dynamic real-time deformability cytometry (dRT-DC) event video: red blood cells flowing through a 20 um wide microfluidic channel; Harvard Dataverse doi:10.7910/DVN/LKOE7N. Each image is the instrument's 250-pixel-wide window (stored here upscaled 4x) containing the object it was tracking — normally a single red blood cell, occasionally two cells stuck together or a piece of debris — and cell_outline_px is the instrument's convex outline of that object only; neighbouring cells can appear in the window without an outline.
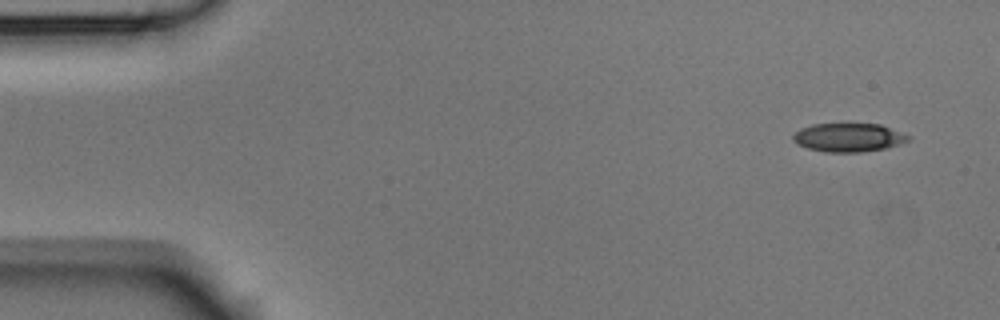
{"species": "Egyptian fruit bat (a non-hibernating species)", "species_latin": "Rousettus aegyptiacus", "temperature_condition": "room temperature", "stored_images_in_passage": 4, "camera_frame_rate_fps": 3000, "um_per_image_px": 0.085, "animal": {"sex": "male"}, "frame": {"image": 1, "passage_image": 1, "time_ms": 0.0, "image_size_px": [1000, 320], "cell_outline_px": [[912, 136], [908, 140], [884, 148], [860, 152], [824, 152], [808, 148], [796, 144], [792, 140], [792, 136], [800, 128], [812, 124], [880, 124]], "centroid_in_image_um": [72.07, 11.68], "position_along_channel_um": 12.9, "area_um2": 19.07}}